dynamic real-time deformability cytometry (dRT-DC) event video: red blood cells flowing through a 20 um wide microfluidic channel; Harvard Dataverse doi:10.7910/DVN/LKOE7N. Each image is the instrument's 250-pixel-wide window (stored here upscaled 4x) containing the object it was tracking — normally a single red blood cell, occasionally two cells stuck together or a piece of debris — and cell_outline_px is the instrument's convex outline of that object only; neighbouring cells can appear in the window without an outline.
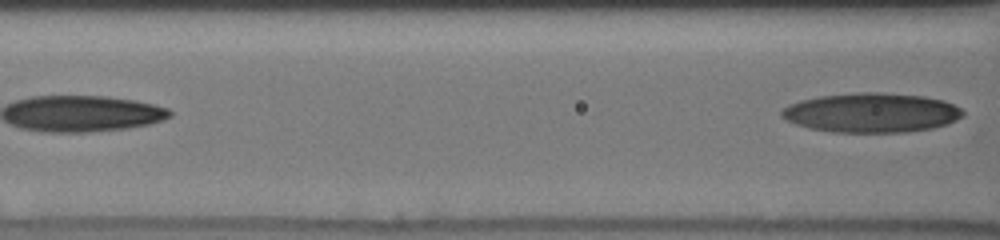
{"species": "human", "species_latin": "Homo sapiens", "temperature_condition": "cold", "stored_images_in_passage": 5, "camera_frame_rate_fps": 3000, "um_per_image_px": 0.085, "donor": {"sex": "male"}, "frame": {"image": 1, "passage_image": 5, "time_ms": 2.333, "image_size_px": [1000, 240], "cell_outline_px": [[964, 116], [948, 124], [932, 128], [904, 132], [832, 132], [812, 128], [796, 124], [780, 116], [780, 112], [788, 104], [800, 100], [820, 96], [864, 92], [876, 92], [924, 96], [944, 100], [960, 108], [964, 112]], "centroid_in_image_um": [74.09, 9.58], "position_along_channel_um": 92.5, "area_um2": 41.56}}